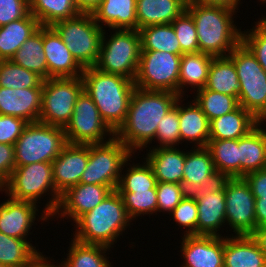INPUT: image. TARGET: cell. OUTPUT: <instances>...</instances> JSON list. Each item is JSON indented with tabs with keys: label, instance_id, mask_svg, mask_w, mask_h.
Returning <instances> with one entry per match:
<instances>
[{
	"label": "cell",
	"instance_id": "4fadbf2b",
	"mask_svg": "<svg viewBox=\"0 0 266 267\" xmlns=\"http://www.w3.org/2000/svg\"><path fill=\"white\" fill-rule=\"evenodd\" d=\"M181 57L165 51H141L135 88L178 94Z\"/></svg>",
	"mask_w": 266,
	"mask_h": 267
},
{
	"label": "cell",
	"instance_id": "e575fe53",
	"mask_svg": "<svg viewBox=\"0 0 266 267\" xmlns=\"http://www.w3.org/2000/svg\"><path fill=\"white\" fill-rule=\"evenodd\" d=\"M215 171L209 150L206 147H191L186 150L182 185L188 192L206 181Z\"/></svg>",
	"mask_w": 266,
	"mask_h": 267
},
{
	"label": "cell",
	"instance_id": "5bb4252c",
	"mask_svg": "<svg viewBox=\"0 0 266 267\" xmlns=\"http://www.w3.org/2000/svg\"><path fill=\"white\" fill-rule=\"evenodd\" d=\"M224 193L226 229L229 228L228 235L231 232H234L231 235H252L257 228L256 199L249 185L243 177L231 178L225 187Z\"/></svg>",
	"mask_w": 266,
	"mask_h": 267
},
{
	"label": "cell",
	"instance_id": "680465c9",
	"mask_svg": "<svg viewBox=\"0 0 266 267\" xmlns=\"http://www.w3.org/2000/svg\"><path fill=\"white\" fill-rule=\"evenodd\" d=\"M266 256V225L256 228L252 234Z\"/></svg>",
	"mask_w": 266,
	"mask_h": 267
},
{
	"label": "cell",
	"instance_id": "4dcf8cb0",
	"mask_svg": "<svg viewBox=\"0 0 266 267\" xmlns=\"http://www.w3.org/2000/svg\"><path fill=\"white\" fill-rule=\"evenodd\" d=\"M67 249L66 258L60 260L62 267H113L110 257L106 256L113 253L109 247L83 244L71 238Z\"/></svg>",
	"mask_w": 266,
	"mask_h": 267
},
{
	"label": "cell",
	"instance_id": "d590c367",
	"mask_svg": "<svg viewBox=\"0 0 266 267\" xmlns=\"http://www.w3.org/2000/svg\"><path fill=\"white\" fill-rule=\"evenodd\" d=\"M205 88L238 98L239 78L234 62L228 56L213 57Z\"/></svg>",
	"mask_w": 266,
	"mask_h": 267
},
{
	"label": "cell",
	"instance_id": "8992f818",
	"mask_svg": "<svg viewBox=\"0 0 266 267\" xmlns=\"http://www.w3.org/2000/svg\"><path fill=\"white\" fill-rule=\"evenodd\" d=\"M104 29L99 58L94 66L98 70L135 80L141 52L139 30Z\"/></svg>",
	"mask_w": 266,
	"mask_h": 267
},
{
	"label": "cell",
	"instance_id": "60d3db41",
	"mask_svg": "<svg viewBox=\"0 0 266 267\" xmlns=\"http://www.w3.org/2000/svg\"><path fill=\"white\" fill-rule=\"evenodd\" d=\"M0 87L15 89L43 87V79L36 73L14 64L11 60H1Z\"/></svg>",
	"mask_w": 266,
	"mask_h": 267
},
{
	"label": "cell",
	"instance_id": "f907efd6",
	"mask_svg": "<svg viewBox=\"0 0 266 267\" xmlns=\"http://www.w3.org/2000/svg\"><path fill=\"white\" fill-rule=\"evenodd\" d=\"M29 12L28 0H0V27L24 18Z\"/></svg>",
	"mask_w": 266,
	"mask_h": 267
},
{
	"label": "cell",
	"instance_id": "6f0895ef",
	"mask_svg": "<svg viewBox=\"0 0 266 267\" xmlns=\"http://www.w3.org/2000/svg\"><path fill=\"white\" fill-rule=\"evenodd\" d=\"M53 261V262H52ZM56 263V264H55ZM28 267H62L60 262H56L54 258L41 254L30 266Z\"/></svg>",
	"mask_w": 266,
	"mask_h": 267
},
{
	"label": "cell",
	"instance_id": "30bf717a",
	"mask_svg": "<svg viewBox=\"0 0 266 267\" xmlns=\"http://www.w3.org/2000/svg\"><path fill=\"white\" fill-rule=\"evenodd\" d=\"M83 90L82 77L43 80L39 122L65 128L73 114L76 100Z\"/></svg>",
	"mask_w": 266,
	"mask_h": 267
},
{
	"label": "cell",
	"instance_id": "1f68e13d",
	"mask_svg": "<svg viewBox=\"0 0 266 267\" xmlns=\"http://www.w3.org/2000/svg\"><path fill=\"white\" fill-rule=\"evenodd\" d=\"M135 155L136 154H132L122 167L120 180L116 189L118 193H134L142 190L148 191L157 186V179L154 176L151 166L145 159L141 161L142 163H135L134 161L139 154L137 153V155Z\"/></svg>",
	"mask_w": 266,
	"mask_h": 267
},
{
	"label": "cell",
	"instance_id": "ac0fdd59",
	"mask_svg": "<svg viewBox=\"0 0 266 267\" xmlns=\"http://www.w3.org/2000/svg\"><path fill=\"white\" fill-rule=\"evenodd\" d=\"M89 159V144L67 143L52 161L53 183L61 195L68 188L80 183Z\"/></svg>",
	"mask_w": 266,
	"mask_h": 267
},
{
	"label": "cell",
	"instance_id": "11a10c76",
	"mask_svg": "<svg viewBox=\"0 0 266 267\" xmlns=\"http://www.w3.org/2000/svg\"><path fill=\"white\" fill-rule=\"evenodd\" d=\"M256 227L266 225V197L255 200Z\"/></svg>",
	"mask_w": 266,
	"mask_h": 267
},
{
	"label": "cell",
	"instance_id": "7c38bea8",
	"mask_svg": "<svg viewBox=\"0 0 266 267\" xmlns=\"http://www.w3.org/2000/svg\"><path fill=\"white\" fill-rule=\"evenodd\" d=\"M64 133L69 144H100L115 137V132L102 119L97 106L85 90L76 100Z\"/></svg>",
	"mask_w": 266,
	"mask_h": 267
},
{
	"label": "cell",
	"instance_id": "9a60e30c",
	"mask_svg": "<svg viewBox=\"0 0 266 267\" xmlns=\"http://www.w3.org/2000/svg\"><path fill=\"white\" fill-rule=\"evenodd\" d=\"M7 197V200L4 199L5 201L0 203V232L17 239H27L34 232H31L32 228L35 230V225L40 221L41 225L44 222H48L49 225L51 217L40 206L33 202ZM39 210H42L41 213Z\"/></svg>",
	"mask_w": 266,
	"mask_h": 267
},
{
	"label": "cell",
	"instance_id": "7bdbcfd3",
	"mask_svg": "<svg viewBox=\"0 0 266 267\" xmlns=\"http://www.w3.org/2000/svg\"><path fill=\"white\" fill-rule=\"evenodd\" d=\"M152 144L155 145L149 148L179 147L180 123L178 117V101L159 122L157 134L155 136L154 143Z\"/></svg>",
	"mask_w": 266,
	"mask_h": 267
},
{
	"label": "cell",
	"instance_id": "8d00e7d4",
	"mask_svg": "<svg viewBox=\"0 0 266 267\" xmlns=\"http://www.w3.org/2000/svg\"><path fill=\"white\" fill-rule=\"evenodd\" d=\"M29 11L41 26H53L80 14L73 0H30Z\"/></svg>",
	"mask_w": 266,
	"mask_h": 267
},
{
	"label": "cell",
	"instance_id": "7402d4cb",
	"mask_svg": "<svg viewBox=\"0 0 266 267\" xmlns=\"http://www.w3.org/2000/svg\"><path fill=\"white\" fill-rule=\"evenodd\" d=\"M148 149L145 157H141L151 166L157 182L182 184L186 149L180 146Z\"/></svg>",
	"mask_w": 266,
	"mask_h": 267
},
{
	"label": "cell",
	"instance_id": "9f6ffc18",
	"mask_svg": "<svg viewBox=\"0 0 266 267\" xmlns=\"http://www.w3.org/2000/svg\"><path fill=\"white\" fill-rule=\"evenodd\" d=\"M80 13H91L98 7L102 0H73Z\"/></svg>",
	"mask_w": 266,
	"mask_h": 267
},
{
	"label": "cell",
	"instance_id": "d6a6232c",
	"mask_svg": "<svg viewBox=\"0 0 266 267\" xmlns=\"http://www.w3.org/2000/svg\"><path fill=\"white\" fill-rule=\"evenodd\" d=\"M10 60L36 73L43 80L48 79V65L43 47V26L22 44Z\"/></svg>",
	"mask_w": 266,
	"mask_h": 267
},
{
	"label": "cell",
	"instance_id": "836d02e7",
	"mask_svg": "<svg viewBox=\"0 0 266 267\" xmlns=\"http://www.w3.org/2000/svg\"><path fill=\"white\" fill-rule=\"evenodd\" d=\"M17 239L0 232V264L6 267H28L42 253L33 241ZM32 242V243H31Z\"/></svg>",
	"mask_w": 266,
	"mask_h": 267
},
{
	"label": "cell",
	"instance_id": "277c9868",
	"mask_svg": "<svg viewBox=\"0 0 266 267\" xmlns=\"http://www.w3.org/2000/svg\"><path fill=\"white\" fill-rule=\"evenodd\" d=\"M84 90L98 108L106 124L116 132L125 122L130 100L135 89L133 80L109 74L97 68H84Z\"/></svg>",
	"mask_w": 266,
	"mask_h": 267
},
{
	"label": "cell",
	"instance_id": "b9f144b4",
	"mask_svg": "<svg viewBox=\"0 0 266 267\" xmlns=\"http://www.w3.org/2000/svg\"><path fill=\"white\" fill-rule=\"evenodd\" d=\"M123 200L127 214L135 222L142 216L157 215V192L156 188L151 190H142L134 193H119ZM138 217V218H137ZM135 220V221H134Z\"/></svg>",
	"mask_w": 266,
	"mask_h": 267
},
{
	"label": "cell",
	"instance_id": "603a6c76",
	"mask_svg": "<svg viewBox=\"0 0 266 267\" xmlns=\"http://www.w3.org/2000/svg\"><path fill=\"white\" fill-rule=\"evenodd\" d=\"M224 267H266V256L252 235L224 237Z\"/></svg>",
	"mask_w": 266,
	"mask_h": 267
},
{
	"label": "cell",
	"instance_id": "ffe728a7",
	"mask_svg": "<svg viewBox=\"0 0 266 267\" xmlns=\"http://www.w3.org/2000/svg\"><path fill=\"white\" fill-rule=\"evenodd\" d=\"M42 102V87L25 89L0 87V114L38 122Z\"/></svg>",
	"mask_w": 266,
	"mask_h": 267
},
{
	"label": "cell",
	"instance_id": "cb8c5ba5",
	"mask_svg": "<svg viewBox=\"0 0 266 267\" xmlns=\"http://www.w3.org/2000/svg\"><path fill=\"white\" fill-rule=\"evenodd\" d=\"M196 202L198 210L197 235L228 236V234L222 235V232L224 233V230H227L223 228L226 226L224 191L214 192L198 199Z\"/></svg>",
	"mask_w": 266,
	"mask_h": 267
},
{
	"label": "cell",
	"instance_id": "484cf974",
	"mask_svg": "<svg viewBox=\"0 0 266 267\" xmlns=\"http://www.w3.org/2000/svg\"><path fill=\"white\" fill-rule=\"evenodd\" d=\"M238 148L240 177H244L251 172L265 169L266 122H260L247 135L238 139Z\"/></svg>",
	"mask_w": 266,
	"mask_h": 267
},
{
	"label": "cell",
	"instance_id": "4316f807",
	"mask_svg": "<svg viewBox=\"0 0 266 267\" xmlns=\"http://www.w3.org/2000/svg\"><path fill=\"white\" fill-rule=\"evenodd\" d=\"M259 123L250 111L239 105L235 110L210 121L209 140L240 139Z\"/></svg>",
	"mask_w": 266,
	"mask_h": 267
},
{
	"label": "cell",
	"instance_id": "8fae6325",
	"mask_svg": "<svg viewBox=\"0 0 266 267\" xmlns=\"http://www.w3.org/2000/svg\"><path fill=\"white\" fill-rule=\"evenodd\" d=\"M132 152L116 137L100 144H89V159L80 183L117 189L122 167Z\"/></svg>",
	"mask_w": 266,
	"mask_h": 267
},
{
	"label": "cell",
	"instance_id": "2e32d148",
	"mask_svg": "<svg viewBox=\"0 0 266 267\" xmlns=\"http://www.w3.org/2000/svg\"><path fill=\"white\" fill-rule=\"evenodd\" d=\"M112 191V187L105 185L78 183L61 194L51 221L57 217V220L67 219L74 224L82 215L99 205Z\"/></svg>",
	"mask_w": 266,
	"mask_h": 267
},
{
	"label": "cell",
	"instance_id": "44dd1931",
	"mask_svg": "<svg viewBox=\"0 0 266 267\" xmlns=\"http://www.w3.org/2000/svg\"><path fill=\"white\" fill-rule=\"evenodd\" d=\"M185 98L180 96L178 99L180 144L182 146V143H186V149L189 146L206 147L209 141L210 122L194 99L191 98V101L185 104L183 103Z\"/></svg>",
	"mask_w": 266,
	"mask_h": 267
},
{
	"label": "cell",
	"instance_id": "7dc6e473",
	"mask_svg": "<svg viewBox=\"0 0 266 267\" xmlns=\"http://www.w3.org/2000/svg\"><path fill=\"white\" fill-rule=\"evenodd\" d=\"M157 214H170L187 195L182 184L157 182ZM159 212V213H158Z\"/></svg>",
	"mask_w": 266,
	"mask_h": 267
},
{
	"label": "cell",
	"instance_id": "e0dca14e",
	"mask_svg": "<svg viewBox=\"0 0 266 267\" xmlns=\"http://www.w3.org/2000/svg\"><path fill=\"white\" fill-rule=\"evenodd\" d=\"M179 267H224V237L219 236H180Z\"/></svg>",
	"mask_w": 266,
	"mask_h": 267
},
{
	"label": "cell",
	"instance_id": "681fc988",
	"mask_svg": "<svg viewBox=\"0 0 266 267\" xmlns=\"http://www.w3.org/2000/svg\"><path fill=\"white\" fill-rule=\"evenodd\" d=\"M27 124L22 118L0 114V143L14 145Z\"/></svg>",
	"mask_w": 266,
	"mask_h": 267
},
{
	"label": "cell",
	"instance_id": "f1b7e54d",
	"mask_svg": "<svg viewBox=\"0 0 266 267\" xmlns=\"http://www.w3.org/2000/svg\"><path fill=\"white\" fill-rule=\"evenodd\" d=\"M183 0H136L137 30L171 24L186 10Z\"/></svg>",
	"mask_w": 266,
	"mask_h": 267
},
{
	"label": "cell",
	"instance_id": "ba28073f",
	"mask_svg": "<svg viewBox=\"0 0 266 267\" xmlns=\"http://www.w3.org/2000/svg\"><path fill=\"white\" fill-rule=\"evenodd\" d=\"M66 144L64 128L39 121L28 123L14 144L15 167L52 162Z\"/></svg>",
	"mask_w": 266,
	"mask_h": 267
},
{
	"label": "cell",
	"instance_id": "74e56055",
	"mask_svg": "<svg viewBox=\"0 0 266 267\" xmlns=\"http://www.w3.org/2000/svg\"><path fill=\"white\" fill-rule=\"evenodd\" d=\"M141 51H165L181 54L180 43L172 24L152 25L139 29Z\"/></svg>",
	"mask_w": 266,
	"mask_h": 267
},
{
	"label": "cell",
	"instance_id": "f6af8a7d",
	"mask_svg": "<svg viewBox=\"0 0 266 267\" xmlns=\"http://www.w3.org/2000/svg\"><path fill=\"white\" fill-rule=\"evenodd\" d=\"M169 216L177 228L184 229L182 236L197 235V202L188 193Z\"/></svg>",
	"mask_w": 266,
	"mask_h": 267
},
{
	"label": "cell",
	"instance_id": "ee69618b",
	"mask_svg": "<svg viewBox=\"0 0 266 267\" xmlns=\"http://www.w3.org/2000/svg\"><path fill=\"white\" fill-rule=\"evenodd\" d=\"M255 26L242 31L241 42L251 51L266 72V16L254 22Z\"/></svg>",
	"mask_w": 266,
	"mask_h": 267
},
{
	"label": "cell",
	"instance_id": "9c48e42d",
	"mask_svg": "<svg viewBox=\"0 0 266 267\" xmlns=\"http://www.w3.org/2000/svg\"><path fill=\"white\" fill-rule=\"evenodd\" d=\"M52 27L83 68L96 65L104 29L96 23L91 13H80L71 19L56 22Z\"/></svg>",
	"mask_w": 266,
	"mask_h": 267
},
{
	"label": "cell",
	"instance_id": "91938a15",
	"mask_svg": "<svg viewBox=\"0 0 266 267\" xmlns=\"http://www.w3.org/2000/svg\"><path fill=\"white\" fill-rule=\"evenodd\" d=\"M258 2H260L261 4H263V6L265 5L266 3V0H257Z\"/></svg>",
	"mask_w": 266,
	"mask_h": 267
},
{
	"label": "cell",
	"instance_id": "f35d334b",
	"mask_svg": "<svg viewBox=\"0 0 266 267\" xmlns=\"http://www.w3.org/2000/svg\"><path fill=\"white\" fill-rule=\"evenodd\" d=\"M206 148L211 154L215 169L231 178L240 177L238 139L209 140Z\"/></svg>",
	"mask_w": 266,
	"mask_h": 267
},
{
	"label": "cell",
	"instance_id": "ab89813d",
	"mask_svg": "<svg viewBox=\"0 0 266 267\" xmlns=\"http://www.w3.org/2000/svg\"><path fill=\"white\" fill-rule=\"evenodd\" d=\"M192 96L209 122L235 110L239 106L237 97L215 92L205 87L197 90Z\"/></svg>",
	"mask_w": 266,
	"mask_h": 267
},
{
	"label": "cell",
	"instance_id": "83f0119b",
	"mask_svg": "<svg viewBox=\"0 0 266 267\" xmlns=\"http://www.w3.org/2000/svg\"><path fill=\"white\" fill-rule=\"evenodd\" d=\"M212 59L213 56L202 52L182 55L178 80L179 96H187L188 101L189 96L185 94L188 89L191 91L190 94H194L195 91L205 87Z\"/></svg>",
	"mask_w": 266,
	"mask_h": 267
},
{
	"label": "cell",
	"instance_id": "52a82bcc",
	"mask_svg": "<svg viewBox=\"0 0 266 267\" xmlns=\"http://www.w3.org/2000/svg\"><path fill=\"white\" fill-rule=\"evenodd\" d=\"M228 57L234 62L239 78V105L260 122H266V72L242 42Z\"/></svg>",
	"mask_w": 266,
	"mask_h": 267
},
{
	"label": "cell",
	"instance_id": "d6986e66",
	"mask_svg": "<svg viewBox=\"0 0 266 267\" xmlns=\"http://www.w3.org/2000/svg\"><path fill=\"white\" fill-rule=\"evenodd\" d=\"M43 47L48 65V79L82 77L84 68L75 60L52 26H43Z\"/></svg>",
	"mask_w": 266,
	"mask_h": 267
},
{
	"label": "cell",
	"instance_id": "6da1fadb",
	"mask_svg": "<svg viewBox=\"0 0 266 267\" xmlns=\"http://www.w3.org/2000/svg\"><path fill=\"white\" fill-rule=\"evenodd\" d=\"M179 97L170 91L135 88L125 122L115 132V137L133 154L143 152L154 141L159 122Z\"/></svg>",
	"mask_w": 266,
	"mask_h": 267
},
{
	"label": "cell",
	"instance_id": "5b68a950",
	"mask_svg": "<svg viewBox=\"0 0 266 267\" xmlns=\"http://www.w3.org/2000/svg\"><path fill=\"white\" fill-rule=\"evenodd\" d=\"M3 192L5 196L33 202L38 206L41 205V201L47 199L46 203L43 202L42 209L50 217L57 210L61 197L53 183L52 162L15 167L8 181L2 186L1 194Z\"/></svg>",
	"mask_w": 266,
	"mask_h": 267
},
{
	"label": "cell",
	"instance_id": "816d5d0a",
	"mask_svg": "<svg viewBox=\"0 0 266 267\" xmlns=\"http://www.w3.org/2000/svg\"><path fill=\"white\" fill-rule=\"evenodd\" d=\"M15 168L14 145L0 143V186L10 178Z\"/></svg>",
	"mask_w": 266,
	"mask_h": 267
},
{
	"label": "cell",
	"instance_id": "7a4b0ae2",
	"mask_svg": "<svg viewBox=\"0 0 266 267\" xmlns=\"http://www.w3.org/2000/svg\"><path fill=\"white\" fill-rule=\"evenodd\" d=\"M186 11L196 26L199 52L213 57L228 56L241 42L242 27L235 22L238 10L188 3Z\"/></svg>",
	"mask_w": 266,
	"mask_h": 267
},
{
	"label": "cell",
	"instance_id": "c3c4849f",
	"mask_svg": "<svg viewBox=\"0 0 266 267\" xmlns=\"http://www.w3.org/2000/svg\"><path fill=\"white\" fill-rule=\"evenodd\" d=\"M230 179L231 177L226 173L216 170L206 181L200 183L199 186L193 187L187 193L197 201L214 192L225 191V187Z\"/></svg>",
	"mask_w": 266,
	"mask_h": 267
},
{
	"label": "cell",
	"instance_id": "f546056e",
	"mask_svg": "<svg viewBox=\"0 0 266 267\" xmlns=\"http://www.w3.org/2000/svg\"><path fill=\"white\" fill-rule=\"evenodd\" d=\"M40 27V22L30 12L24 18L0 27V61L10 60Z\"/></svg>",
	"mask_w": 266,
	"mask_h": 267
},
{
	"label": "cell",
	"instance_id": "db71d44e",
	"mask_svg": "<svg viewBox=\"0 0 266 267\" xmlns=\"http://www.w3.org/2000/svg\"><path fill=\"white\" fill-rule=\"evenodd\" d=\"M190 3H198L202 5L223 6L234 10H239L242 5L241 0H192ZM240 5V6H239Z\"/></svg>",
	"mask_w": 266,
	"mask_h": 267
},
{
	"label": "cell",
	"instance_id": "3957f363",
	"mask_svg": "<svg viewBox=\"0 0 266 267\" xmlns=\"http://www.w3.org/2000/svg\"><path fill=\"white\" fill-rule=\"evenodd\" d=\"M132 222L121 195L114 190L72 225L75 231L71 237L83 244L103 245L112 249L125 230L127 232L134 224Z\"/></svg>",
	"mask_w": 266,
	"mask_h": 267
},
{
	"label": "cell",
	"instance_id": "d4e9b609",
	"mask_svg": "<svg viewBox=\"0 0 266 267\" xmlns=\"http://www.w3.org/2000/svg\"><path fill=\"white\" fill-rule=\"evenodd\" d=\"M92 15L102 29L137 30L136 0H102Z\"/></svg>",
	"mask_w": 266,
	"mask_h": 267
},
{
	"label": "cell",
	"instance_id": "94428289",
	"mask_svg": "<svg viewBox=\"0 0 266 267\" xmlns=\"http://www.w3.org/2000/svg\"><path fill=\"white\" fill-rule=\"evenodd\" d=\"M185 3H190L192 0H183Z\"/></svg>",
	"mask_w": 266,
	"mask_h": 267
},
{
	"label": "cell",
	"instance_id": "bcb514c9",
	"mask_svg": "<svg viewBox=\"0 0 266 267\" xmlns=\"http://www.w3.org/2000/svg\"><path fill=\"white\" fill-rule=\"evenodd\" d=\"M171 24L180 43L181 55L199 52L196 26L192 16L185 10Z\"/></svg>",
	"mask_w": 266,
	"mask_h": 267
},
{
	"label": "cell",
	"instance_id": "f5cc1de1",
	"mask_svg": "<svg viewBox=\"0 0 266 267\" xmlns=\"http://www.w3.org/2000/svg\"><path fill=\"white\" fill-rule=\"evenodd\" d=\"M255 199L266 197V168L248 173L243 177Z\"/></svg>",
	"mask_w": 266,
	"mask_h": 267
}]
</instances>
